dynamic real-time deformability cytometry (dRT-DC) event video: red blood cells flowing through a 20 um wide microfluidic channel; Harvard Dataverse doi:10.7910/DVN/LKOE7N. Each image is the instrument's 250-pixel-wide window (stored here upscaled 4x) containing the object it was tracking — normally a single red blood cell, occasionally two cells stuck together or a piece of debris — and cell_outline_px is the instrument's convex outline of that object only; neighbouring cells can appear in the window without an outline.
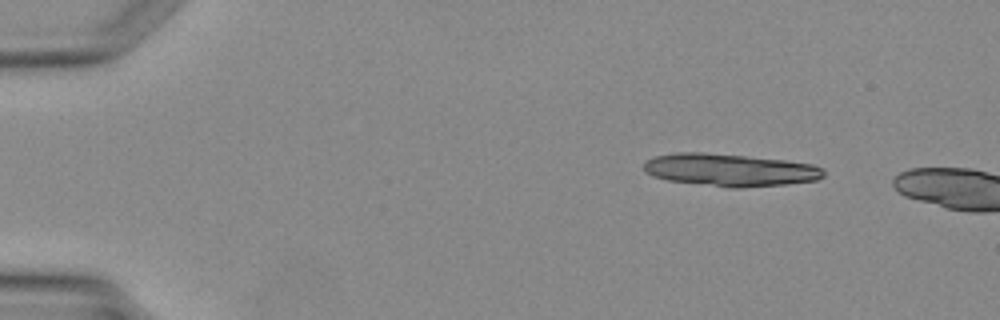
{"species": "Egyptian fruit bat (a non-hibernating species)", "species_latin": "Rousettus aegyptiacus", "temperature_condition": "warm", "stored_images_in_passage": 3, "camera_frame_rate_fps": 3000, "um_per_image_px": 0.085, "animal": {"sex": "female"}, "frame": {"image": 1, "passage_image": 1, "time_ms": 0.0, "image_size_px": [1000, 320], "cell_outline_px": [[824, 176], [816, 180], [784, 184], [736, 188], [732, 188], [668, 180], [652, 176], [644, 172], [644, 164], [648, 160], [656, 156], [676, 152], [700, 152], [744, 156], [784, 160], [812, 164], [824, 168]], "centroid_in_image_um": [62.04, 14.44], "position_along_channel_um": 23.0, "area_um2": 33.81}}